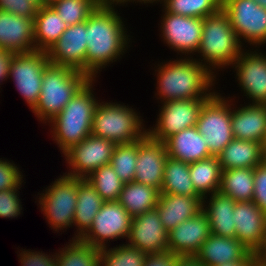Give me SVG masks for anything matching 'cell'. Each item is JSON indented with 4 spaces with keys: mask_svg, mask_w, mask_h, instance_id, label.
Instances as JSON below:
<instances>
[{
    "mask_svg": "<svg viewBox=\"0 0 266 266\" xmlns=\"http://www.w3.org/2000/svg\"><path fill=\"white\" fill-rule=\"evenodd\" d=\"M34 1L38 6H41V0H32Z\"/></svg>",
    "mask_w": 266,
    "mask_h": 266,
    "instance_id": "11a10c76",
    "label": "cell"
},
{
    "mask_svg": "<svg viewBox=\"0 0 266 266\" xmlns=\"http://www.w3.org/2000/svg\"><path fill=\"white\" fill-rule=\"evenodd\" d=\"M18 249V261L21 263L20 266H57V252H53L48 254V252L44 251H36L30 249Z\"/></svg>",
    "mask_w": 266,
    "mask_h": 266,
    "instance_id": "b9f144b4",
    "label": "cell"
},
{
    "mask_svg": "<svg viewBox=\"0 0 266 266\" xmlns=\"http://www.w3.org/2000/svg\"><path fill=\"white\" fill-rule=\"evenodd\" d=\"M24 177V178H23ZM25 180L19 165L3 157L0 158V191L19 188Z\"/></svg>",
    "mask_w": 266,
    "mask_h": 266,
    "instance_id": "60d3db41",
    "label": "cell"
},
{
    "mask_svg": "<svg viewBox=\"0 0 266 266\" xmlns=\"http://www.w3.org/2000/svg\"><path fill=\"white\" fill-rule=\"evenodd\" d=\"M38 5L32 0H0V10L17 16L35 19Z\"/></svg>",
    "mask_w": 266,
    "mask_h": 266,
    "instance_id": "7bdbcfd3",
    "label": "cell"
},
{
    "mask_svg": "<svg viewBox=\"0 0 266 266\" xmlns=\"http://www.w3.org/2000/svg\"><path fill=\"white\" fill-rule=\"evenodd\" d=\"M85 179L89 181L104 201H118L125 184L120 180L111 164L99 167Z\"/></svg>",
    "mask_w": 266,
    "mask_h": 266,
    "instance_id": "d590c367",
    "label": "cell"
},
{
    "mask_svg": "<svg viewBox=\"0 0 266 266\" xmlns=\"http://www.w3.org/2000/svg\"><path fill=\"white\" fill-rule=\"evenodd\" d=\"M19 188H11L0 191V218L12 219L23 214L22 199Z\"/></svg>",
    "mask_w": 266,
    "mask_h": 266,
    "instance_id": "ab89813d",
    "label": "cell"
},
{
    "mask_svg": "<svg viewBox=\"0 0 266 266\" xmlns=\"http://www.w3.org/2000/svg\"><path fill=\"white\" fill-rule=\"evenodd\" d=\"M227 97L232 98L231 125L234 138L262 144L266 136V104L244 102L237 107L238 97Z\"/></svg>",
    "mask_w": 266,
    "mask_h": 266,
    "instance_id": "44dd1931",
    "label": "cell"
},
{
    "mask_svg": "<svg viewBox=\"0 0 266 266\" xmlns=\"http://www.w3.org/2000/svg\"><path fill=\"white\" fill-rule=\"evenodd\" d=\"M55 1L57 0H41V6H50Z\"/></svg>",
    "mask_w": 266,
    "mask_h": 266,
    "instance_id": "816d5d0a",
    "label": "cell"
},
{
    "mask_svg": "<svg viewBox=\"0 0 266 266\" xmlns=\"http://www.w3.org/2000/svg\"><path fill=\"white\" fill-rule=\"evenodd\" d=\"M67 28L51 6H39L34 19L35 49L47 51Z\"/></svg>",
    "mask_w": 266,
    "mask_h": 266,
    "instance_id": "f1b7e54d",
    "label": "cell"
},
{
    "mask_svg": "<svg viewBox=\"0 0 266 266\" xmlns=\"http://www.w3.org/2000/svg\"><path fill=\"white\" fill-rule=\"evenodd\" d=\"M223 94L216 91L205 101L196 124L212 156H218L234 139L231 125V98Z\"/></svg>",
    "mask_w": 266,
    "mask_h": 266,
    "instance_id": "ba28073f",
    "label": "cell"
},
{
    "mask_svg": "<svg viewBox=\"0 0 266 266\" xmlns=\"http://www.w3.org/2000/svg\"><path fill=\"white\" fill-rule=\"evenodd\" d=\"M159 37L163 44L183 58H193L201 41L203 19L174 15L163 7Z\"/></svg>",
    "mask_w": 266,
    "mask_h": 266,
    "instance_id": "4fadbf2b",
    "label": "cell"
},
{
    "mask_svg": "<svg viewBox=\"0 0 266 266\" xmlns=\"http://www.w3.org/2000/svg\"><path fill=\"white\" fill-rule=\"evenodd\" d=\"M131 222L132 217L118 201H104L90 228L79 240L98 249L118 239L127 241Z\"/></svg>",
    "mask_w": 266,
    "mask_h": 266,
    "instance_id": "8fae6325",
    "label": "cell"
},
{
    "mask_svg": "<svg viewBox=\"0 0 266 266\" xmlns=\"http://www.w3.org/2000/svg\"><path fill=\"white\" fill-rule=\"evenodd\" d=\"M155 209L163 227L170 232L202 210V197L160 193Z\"/></svg>",
    "mask_w": 266,
    "mask_h": 266,
    "instance_id": "cb8c5ba5",
    "label": "cell"
},
{
    "mask_svg": "<svg viewBox=\"0 0 266 266\" xmlns=\"http://www.w3.org/2000/svg\"><path fill=\"white\" fill-rule=\"evenodd\" d=\"M0 49L13 54L35 51L34 20L0 10Z\"/></svg>",
    "mask_w": 266,
    "mask_h": 266,
    "instance_id": "7402d4cb",
    "label": "cell"
},
{
    "mask_svg": "<svg viewBox=\"0 0 266 266\" xmlns=\"http://www.w3.org/2000/svg\"><path fill=\"white\" fill-rule=\"evenodd\" d=\"M115 143L102 137L89 135L79 144L71 146L61 157H64L68 173L64 174L86 178L94 170L103 165L110 164Z\"/></svg>",
    "mask_w": 266,
    "mask_h": 266,
    "instance_id": "9a60e30c",
    "label": "cell"
},
{
    "mask_svg": "<svg viewBox=\"0 0 266 266\" xmlns=\"http://www.w3.org/2000/svg\"><path fill=\"white\" fill-rule=\"evenodd\" d=\"M101 2H109L112 3L114 0H100Z\"/></svg>",
    "mask_w": 266,
    "mask_h": 266,
    "instance_id": "6f0895ef",
    "label": "cell"
},
{
    "mask_svg": "<svg viewBox=\"0 0 266 266\" xmlns=\"http://www.w3.org/2000/svg\"><path fill=\"white\" fill-rule=\"evenodd\" d=\"M160 192L151 186L131 181L125 183L118 202L128 211L131 217L154 210Z\"/></svg>",
    "mask_w": 266,
    "mask_h": 266,
    "instance_id": "f546056e",
    "label": "cell"
},
{
    "mask_svg": "<svg viewBox=\"0 0 266 266\" xmlns=\"http://www.w3.org/2000/svg\"><path fill=\"white\" fill-rule=\"evenodd\" d=\"M160 193L201 197L190 179L189 163L168 156Z\"/></svg>",
    "mask_w": 266,
    "mask_h": 266,
    "instance_id": "d6a6232c",
    "label": "cell"
},
{
    "mask_svg": "<svg viewBox=\"0 0 266 266\" xmlns=\"http://www.w3.org/2000/svg\"><path fill=\"white\" fill-rule=\"evenodd\" d=\"M125 103L100 100L92 121V135L110 140L115 144L130 143L143 139L147 127L143 116Z\"/></svg>",
    "mask_w": 266,
    "mask_h": 266,
    "instance_id": "8992f818",
    "label": "cell"
},
{
    "mask_svg": "<svg viewBox=\"0 0 266 266\" xmlns=\"http://www.w3.org/2000/svg\"><path fill=\"white\" fill-rule=\"evenodd\" d=\"M86 21L68 26L60 38L46 51L51 64L68 67L86 74Z\"/></svg>",
    "mask_w": 266,
    "mask_h": 266,
    "instance_id": "2e32d148",
    "label": "cell"
},
{
    "mask_svg": "<svg viewBox=\"0 0 266 266\" xmlns=\"http://www.w3.org/2000/svg\"><path fill=\"white\" fill-rule=\"evenodd\" d=\"M138 154V140L116 144L110 164L123 183L134 181Z\"/></svg>",
    "mask_w": 266,
    "mask_h": 266,
    "instance_id": "74e56055",
    "label": "cell"
},
{
    "mask_svg": "<svg viewBox=\"0 0 266 266\" xmlns=\"http://www.w3.org/2000/svg\"><path fill=\"white\" fill-rule=\"evenodd\" d=\"M243 49L227 14L221 8L217 13L203 18L201 41L196 58H193L217 76L219 71L232 66Z\"/></svg>",
    "mask_w": 266,
    "mask_h": 266,
    "instance_id": "277c9868",
    "label": "cell"
},
{
    "mask_svg": "<svg viewBox=\"0 0 266 266\" xmlns=\"http://www.w3.org/2000/svg\"><path fill=\"white\" fill-rule=\"evenodd\" d=\"M259 261L258 254L254 253L248 260L226 262L216 266H255Z\"/></svg>",
    "mask_w": 266,
    "mask_h": 266,
    "instance_id": "c3c4849f",
    "label": "cell"
},
{
    "mask_svg": "<svg viewBox=\"0 0 266 266\" xmlns=\"http://www.w3.org/2000/svg\"><path fill=\"white\" fill-rule=\"evenodd\" d=\"M263 50L245 47L231 66L241 96L250 104H266V52Z\"/></svg>",
    "mask_w": 266,
    "mask_h": 266,
    "instance_id": "5bb4252c",
    "label": "cell"
},
{
    "mask_svg": "<svg viewBox=\"0 0 266 266\" xmlns=\"http://www.w3.org/2000/svg\"><path fill=\"white\" fill-rule=\"evenodd\" d=\"M167 158L164 142L155 141L148 135L139 139L134 181L160 192Z\"/></svg>",
    "mask_w": 266,
    "mask_h": 266,
    "instance_id": "d6986e66",
    "label": "cell"
},
{
    "mask_svg": "<svg viewBox=\"0 0 266 266\" xmlns=\"http://www.w3.org/2000/svg\"><path fill=\"white\" fill-rule=\"evenodd\" d=\"M124 19L117 6L109 2H101L87 18L86 75L90 79H97L102 69L129 53L133 36Z\"/></svg>",
    "mask_w": 266,
    "mask_h": 266,
    "instance_id": "6da1fadb",
    "label": "cell"
},
{
    "mask_svg": "<svg viewBox=\"0 0 266 266\" xmlns=\"http://www.w3.org/2000/svg\"><path fill=\"white\" fill-rule=\"evenodd\" d=\"M134 2L136 5H137V3H139L140 5L144 4V5H147V7H148V4H151V6H152V5H156V4L159 5V3L161 4L160 6H162L164 0H114L112 3L115 4L119 8L120 6L127 7V5L129 3L134 4Z\"/></svg>",
    "mask_w": 266,
    "mask_h": 266,
    "instance_id": "7dc6e473",
    "label": "cell"
},
{
    "mask_svg": "<svg viewBox=\"0 0 266 266\" xmlns=\"http://www.w3.org/2000/svg\"><path fill=\"white\" fill-rule=\"evenodd\" d=\"M189 173L195 191L202 198L219 192L222 169L218 156L189 163Z\"/></svg>",
    "mask_w": 266,
    "mask_h": 266,
    "instance_id": "4dcf8cb0",
    "label": "cell"
},
{
    "mask_svg": "<svg viewBox=\"0 0 266 266\" xmlns=\"http://www.w3.org/2000/svg\"><path fill=\"white\" fill-rule=\"evenodd\" d=\"M174 266H204L195 256L177 257Z\"/></svg>",
    "mask_w": 266,
    "mask_h": 266,
    "instance_id": "681fc988",
    "label": "cell"
},
{
    "mask_svg": "<svg viewBox=\"0 0 266 266\" xmlns=\"http://www.w3.org/2000/svg\"><path fill=\"white\" fill-rule=\"evenodd\" d=\"M101 3L100 0H57L50 6L68 26L83 23Z\"/></svg>",
    "mask_w": 266,
    "mask_h": 266,
    "instance_id": "f35d334b",
    "label": "cell"
},
{
    "mask_svg": "<svg viewBox=\"0 0 266 266\" xmlns=\"http://www.w3.org/2000/svg\"><path fill=\"white\" fill-rule=\"evenodd\" d=\"M255 3H257L259 6H262L266 9V0H253Z\"/></svg>",
    "mask_w": 266,
    "mask_h": 266,
    "instance_id": "f5cc1de1",
    "label": "cell"
},
{
    "mask_svg": "<svg viewBox=\"0 0 266 266\" xmlns=\"http://www.w3.org/2000/svg\"><path fill=\"white\" fill-rule=\"evenodd\" d=\"M261 251H266V244H265L264 248Z\"/></svg>",
    "mask_w": 266,
    "mask_h": 266,
    "instance_id": "680465c9",
    "label": "cell"
},
{
    "mask_svg": "<svg viewBox=\"0 0 266 266\" xmlns=\"http://www.w3.org/2000/svg\"><path fill=\"white\" fill-rule=\"evenodd\" d=\"M235 238L259 254L266 244V214L253 201L236 202L233 212Z\"/></svg>",
    "mask_w": 266,
    "mask_h": 266,
    "instance_id": "ac0fdd59",
    "label": "cell"
},
{
    "mask_svg": "<svg viewBox=\"0 0 266 266\" xmlns=\"http://www.w3.org/2000/svg\"><path fill=\"white\" fill-rule=\"evenodd\" d=\"M164 144L170 158L186 163L212 157L202 134L196 126L172 135L164 141Z\"/></svg>",
    "mask_w": 266,
    "mask_h": 266,
    "instance_id": "d4e9b609",
    "label": "cell"
},
{
    "mask_svg": "<svg viewBox=\"0 0 266 266\" xmlns=\"http://www.w3.org/2000/svg\"><path fill=\"white\" fill-rule=\"evenodd\" d=\"M168 233L154 209L132 217L126 243L146 254H161L168 251Z\"/></svg>",
    "mask_w": 266,
    "mask_h": 266,
    "instance_id": "e0dca14e",
    "label": "cell"
},
{
    "mask_svg": "<svg viewBox=\"0 0 266 266\" xmlns=\"http://www.w3.org/2000/svg\"><path fill=\"white\" fill-rule=\"evenodd\" d=\"M156 65L154 64L156 68L154 67L152 75L156 76L157 92H154V96L158 103L169 100L210 98L217 91L214 88L218 84L216 81L219 77L194 58L176 56L173 60L170 58V60L158 61Z\"/></svg>",
    "mask_w": 266,
    "mask_h": 266,
    "instance_id": "7a4b0ae2",
    "label": "cell"
},
{
    "mask_svg": "<svg viewBox=\"0 0 266 266\" xmlns=\"http://www.w3.org/2000/svg\"><path fill=\"white\" fill-rule=\"evenodd\" d=\"M253 254L236 238L211 233L195 257L204 266H216L226 262L248 260Z\"/></svg>",
    "mask_w": 266,
    "mask_h": 266,
    "instance_id": "603a6c76",
    "label": "cell"
},
{
    "mask_svg": "<svg viewBox=\"0 0 266 266\" xmlns=\"http://www.w3.org/2000/svg\"><path fill=\"white\" fill-rule=\"evenodd\" d=\"M252 201L266 214V160L254 168Z\"/></svg>",
    "mask_w": 266,
    "mask_h": 266,
    "instance_id": "ee69618b",
    "label": "cell"
},
{
    "mask_svg": "<svg viewBox=\"0 0 266 266\" xmlns=\"http://www.w3.org/2000/svg\"><path fill=\"white\" fill-rule=\"evenodd\" d=\"M255 266H266V265L262 263L261 261H259Z\"/></svg>",
    "mask_w": 266,
    "mask_h": 266,
    "instance_id": "9f6ffc18",
    "label": "cell"
},
{
    "mask_svg": "<svg viewBox=\"0 0 266 266\" xmlns=\"http://www.w3.org/2000/svg\"><path fill=\"white\" fill-rule=\"evenodd\" d=\"M162 7L174 15L205 18L222 8V0H164Z\"/></svg>",
    "mask_w": 266,
    "mask_h": 266,
    "instance_id": "8d00e7d4",
    "label": "cell"
},
{
    "mask_svg": "<svg viewBox=\"0 0 266 266\" xmlns=\"http://www.w3.org/2000/svg\"><path fill=\"white\" fill-rule=\"evenodd\" d=\"M177 257L169 251L161 254H147L144 266H174Z\"/></svg>",
    "mask_w": 266,
    "mask_h": 266,
    "instance_id": "f6af8a7d",
    "label": "cell"
},
{
    "mask_svg": "<svg viewBox=\"0 0 266 266\" xmlns=\"http://www.w3.org/2000/svg\"><path fill=\"white\" fill-rule=\"evenodd\" d=\"M219 192L235 202L252 201L254 195V168L222 170Z\"/></svg>",
    "mask_w": 266,
    "mask_h": 266,
    "instance_id": "1f68e13d",
    "label": "cell"
},
{
    "mask_svg": "<svg viewBox=\"0 0 266 266\" xmlns=\"http://www.w3.org/2000/svg\"><path fill=\"white\" fill-rule=\"evenodd\" d=\"M147 254L126 242L99 249V266H144Z\"/></svg>",
    "mask_w": 266,
    "mask_h": 266,
    "instance_id": "e575fe53",
    "label": "cell"
},
{
    "mask_svg": "<svg viewBox=\"0 0 266 266\" xmlns=\"http://www.w3.org/2000/svg\"><path fill=\"white\" fill-rule=\"evenodd\" d=\"M49 64L46 51L14 53L11 57L8 80L12 79L17 91L31 110L39 101L43 72Z\"/></svg>",
    "mask_w": 266,
    "mask_h": 266,
    "instance_id": "30bf717a",
    "label": "cell"
},
{
    "mask_svg": "<svg viewBox=\"0 0 266 266\" xmlns=\"http://www.w3.org/2000/svg\"><path fill=\"white\" fill-rule=\"evenodd\" d=\"M221 169L255 168L265 157L262 144L234 138L218 155Z\"/></svg>",
    "mask_w": 266,
    "mask_h": 266,
    "instance_id": "83f0119b",
    "label": "cell"
},
{
    "mask_svg": "<svg viewBox=\"0 0 266 266\" xmlns=\"http://www.w3.org/2000/svg\"><path fill=\"white\" fill-rule=\"evenodd\" d=\"M207 99L209 98L169 100L160 103L156 123L147 129V135L155 141L164 142L172 135L196 126L200 109Z\"/></svg>",
    "mask_w": 266,
    "mask_h": 266,
    "instance_id": "7c38bea8",
    "label": "cell"
},
{
    "mask_svg": "<svg viewBox=\"0 0 266 266\" xmlns=\"http://www.w3.org/2000/svg\"><path fill=\"white\" fill-rule=\"evenodd\" d=\"M81 178L66 174L58 176L43 191H39L35 200L49 228L60 233L73 228V217L77 204L78 181ZM39 196V197H38Z\"/></svg>",
    "mask_w": 266,
    "mask_h": 266,
    "instance_id": "52a82bcc",
    "label": "cell"
},
{
    "mask_svg": "<svg viewBox=\"0 0 266 266\" xmlns=\"http://www.w3.org/2000/svg\"><path fill=\"white\" fill-rule=\"evenodd\" d=\"M89 80L80 71L50 63L43 72L39 101L30 111L39 122L46 125Z\"/></svg>",
    "mask_w": 266,
    "mask_h": 266,
    "instance_id": "5b68a950",
    "label": "cell"
},
{
    "mask_svg": "<svg viewBox=\"0 0 266 266\" xmlns=\"http://www.w3.org/2000/svg\"><path fill=\"white\" fill-rule=\"evenodd\" d=\"M259 260L266 265V251H261L258 254Z\"/></svg>",
    "mask_w": 266,
    "mask_h": 266,
    "instance_id": "f907efd6",
    "label": "cell"
},
{
    "mask_svg": "<svg viewBox=\"0 0 266 266\" xmlns=\"http://www.w3.org/2000/svg\"><path fill=\"white\" fill-rule=\"evenodd\" d=\"M222 10L227 14L244 48L248 44L249 48H264L266 45L265 8L253 0H222Z\"/></svg>",
    "mask_w": 266,
    "mask_h": 266,
    "instance_id": "9c48e42d",
    "label": "cell"
},
{
    "mask_svg": "<svg viewBox=\"0 0 266 266\" xmlns=\"http://www.w3.org/2000/svg\"><path fill=\"white\" fill-rule=\"evenodd\" d=\"M211 234L209 220L201 210L168 233V251L179 256H195Z\"/></svg>",
    "mask_w": 266,
    "mask_h": 266,
    "instance_id": "ffe728a7",
    "label": "cell"
},
{
    "mask_svg": "<svg viewBox=\"0 0 266 266\" xmlns=\"http://www.w3.org/2000/svg\"><path fill=\"white\" fill-rule=\"evenodd\" d=\"M96 82L97 79H90L63 110L46 124L51 127V138L61 154L92 134L93 116L100 102L93 91L96 90Z\"/></svg>",
    "mask_w": 266,
    "mask_h": 266,
    "instance_id": "3957f363",
    "label": "cell"
},
{
    "mask_svg": "<svg viewBox=\"0 0 266 266\" xmlns=\"http://www.w3.org/2000/svg\"><path fill=\"white\" fill-rule=\"evenodd\" d=\"M103 202L87 179L81 178L78 181L77 204L73 217V227L76 231L72 239H80L88 231Z\"/></svg>",
    "mask_w": 266,
    "mask_h": 266,
    "instance_id": "4316f807",
    "label": "cell"
},
{
    "mask_svg": "<svg viewBox=\"0 0 266 266\" xmlns=\"http://www.w3.org/2000/svg\"><path fill=\"white\" fill-rule=\"evenodd\" d=\"M236 202L220 192L202 198V210L206 213L211 233L235 238L234 207Z\"/></svg>",
    "mask_w": 266,
    "mask_h": 266,
    "instance_id": "484cf974",
    "label": "cell"
},
{
    "mask_svg": "<svg viewBox=\"0 0 266 266\" xmlns=\"http://www.w3.org/2000/svg\"><path fill=\"white\" fill-rule=\"evenodd\" d=\"M12 55L13 53L0 49V85L3 84V81L8 80L9 63Z\"/></svg>",
    "mask_w": 266,
    "mask_h": 266,
    "instance_id": "bcb514c9",
    "label": "cell"
},
{
    "mask_svg": "<svg viewBox=\"0 0 266 266\" xmlns=\"http://www.w3.org/2000/svg\"><path fill=\"white\" fill-rule=\"evenodd\" d=\"M57 251V266H99V249L71 239Z\"/></svg>",
    "mask_w": 266,
    "mask_h": 266,
    "instance_id": "836d02e7",
    "label": "cell"
},
{
    "mask_svg": "<svg viewBox=\"0 0 266 266\" xmlns=\"http://www.w3.org/2000/svg\"><path fill=\"white\" fill-rule=\"evenodd\" d=\"M262 154L263 156L265 157V160H266V136H265V139L262 143Z\"/></svg>",
    "mask_w": 266,
    "mask_h": 266,
    "instance_id": "db71d44e",
    "label": "cell"
}]
</instances>
